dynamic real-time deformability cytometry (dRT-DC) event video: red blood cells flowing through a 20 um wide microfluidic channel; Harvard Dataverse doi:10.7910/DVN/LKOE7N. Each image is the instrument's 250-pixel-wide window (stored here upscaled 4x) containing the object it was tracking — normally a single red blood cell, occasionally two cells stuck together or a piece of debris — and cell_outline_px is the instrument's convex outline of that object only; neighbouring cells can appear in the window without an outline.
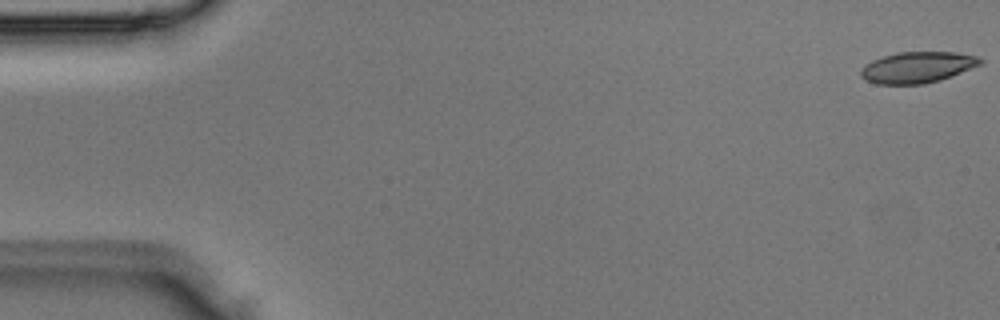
{"species": "Egyptian fruit bat (a non-hibernating species)", "species_latin": "Rousettus aegyptiacus", "temperature_condition": "room temperature", "stored_images_in_passage": 3, "camera_frame_rate_fps": 3000, "um_per_image_px": 0.085, "animal": {"sex": "male"}, "frame": {"image": 1, "passage_image": 1, "time_ms": 0.0, "image_size_px": [1000, 320], "cell_outline_px": [[984, 60], [980, 64], [940, 80], [924, 84], [876, 84], [864, 80], [860, 76], [860, 72], [864, 64], [872, 60], [896, 52], [956, 52], [976, 56]], "centroid_in_image_um": [77.92, 5.72], "position_along_channel_um": 7.1, "area_um2": 21.62}}
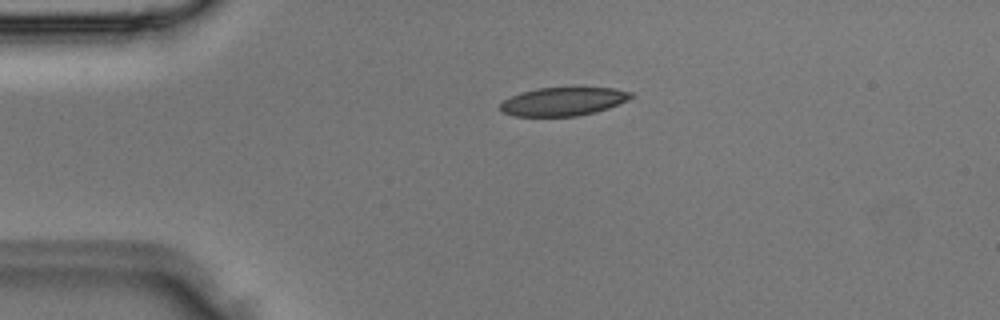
{"frame": {"image": 2, "passage_image": 3, "time_ms": 0.667, "image_size_px": [1000, 320], "cell_outline_px": [[636, 96], [628, 100], [608, 108], [596, 112], [576, 116], [512, 116], [500, 112], [500, 104], [504, 100], [512, 96], [524, 92], [540, 88], [616, 88], [632, 92]], "centroid_in_image_um": [47.9, 8.64], "position_along_channel_um": 37.1, "area_um2": 21.62}}